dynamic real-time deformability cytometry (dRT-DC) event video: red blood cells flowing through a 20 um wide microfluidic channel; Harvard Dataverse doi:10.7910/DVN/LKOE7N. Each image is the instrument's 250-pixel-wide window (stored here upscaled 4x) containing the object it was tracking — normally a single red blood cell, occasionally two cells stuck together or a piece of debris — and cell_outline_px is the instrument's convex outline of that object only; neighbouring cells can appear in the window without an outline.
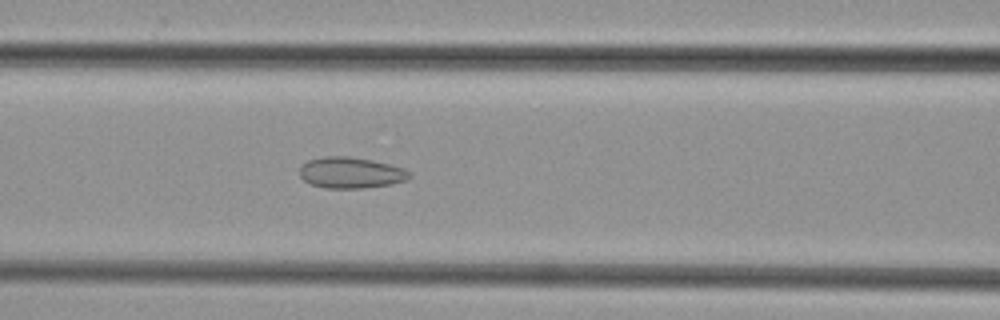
{"species": "common noctule bat (a hibernating species)", "species_latin": "Nyctalus noctula", "temperature_condition": "cold", "stored_images_in_passage": 35, "camera_frame_rate_fps": 3000, "um_per_image_px": 0.085, "animal": {"sex": "female", "body_mass_g": 29.2, "forearm_length_mm": 56.3}, "frame": {"image": 1, "passage_image": 7, "time_ms": 2.0, "image_size_px": [1000, 320], "cell_outline_px": [[412, 176], [408, 180], [392, 184], [364, 188], [324, 188], [312, 184], [304, 180], [300, 176], [300, 168], [308, 160], [324, 156], [348, 156], [372, 160], [404, 168]], "centroid_in_image_um": [29.84, 14.68], "position_along_channel_um": 136.8, "area_um2": 19.88}}
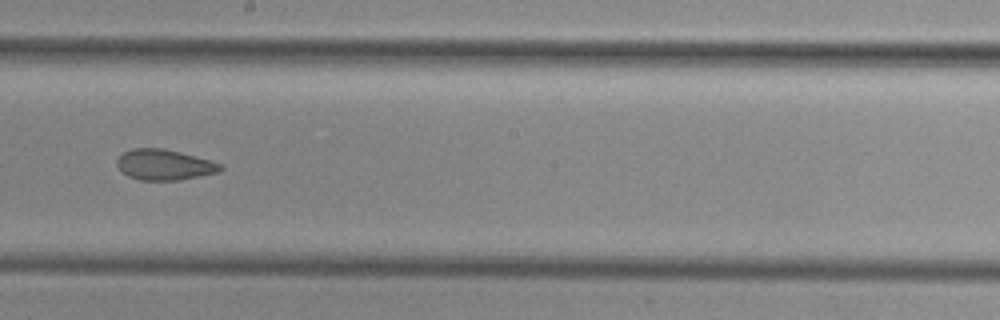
{"frame": {"image": 2, "passage_image": 14, "time_ms": 4.333, "image_size_px": [1000, 320], "cell_outline_px": [[224, 168], [220, 172], [180, 180], [140, 180], [128, 176], [116, 164], [116, 160], [124, 152], [132, 148], [164, 148], [180, 152], [208, 160], [220, 164]], "centroid_in_image_um": [13.97, 14.0], "position_along_channel_um": 234.2, "area_um2": 18.32}}
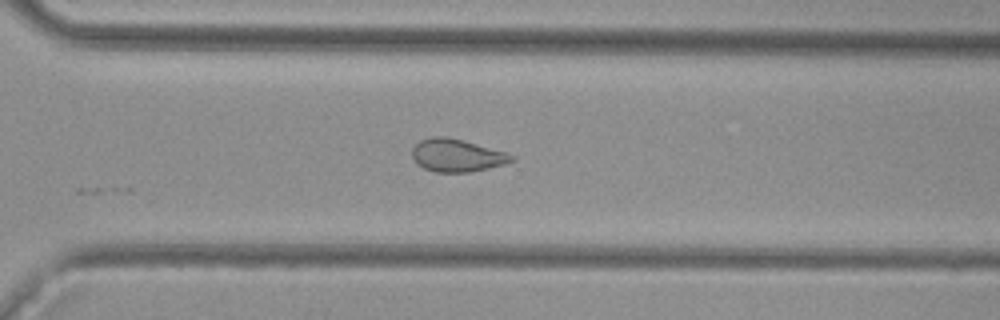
{"frame": {"image": 3, "passage_image": 21, "time_ms": 6.667, "image_size_px": [1000, 320], "cell_outline_px": [[516, 160], [504, 164], [472, 172], [436, 172], [424, 168], [416, 164], [412, 160], [412, 148], [420, 140], [432, 136], [444, 136], [464, 140], [508, 152], [516, 156]], "centroid_in_image_um": [38.85, 13.2], "position_along_channel_um": 331.7, "area_um2": 19.31}}